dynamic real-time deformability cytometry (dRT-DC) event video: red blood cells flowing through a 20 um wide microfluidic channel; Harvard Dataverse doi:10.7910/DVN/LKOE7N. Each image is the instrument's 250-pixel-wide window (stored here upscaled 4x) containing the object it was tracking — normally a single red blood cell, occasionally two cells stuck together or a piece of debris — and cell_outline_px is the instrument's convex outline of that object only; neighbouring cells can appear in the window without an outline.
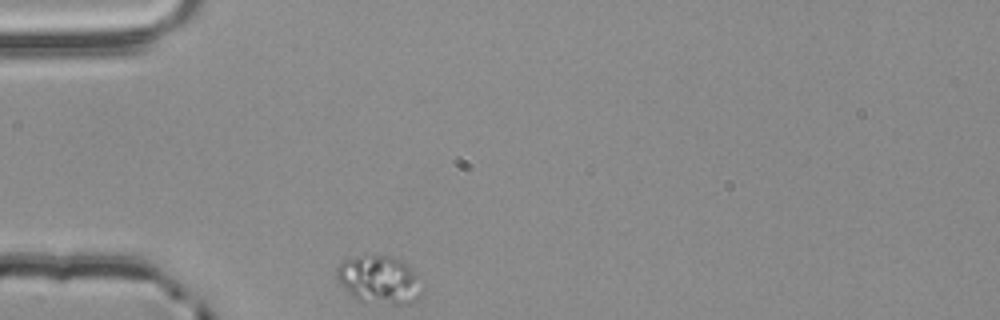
{"species": "common noctule bat (a hibernating species)", "species_latin": "Nyctalus noctula", "temperature_condition": "room temperature", "stored_images_in_passage": 32, "camera_frame_rate_fps": 3000, "um_per_image_px": 0.085, "animal": {"sex": "male", "body_mass_g": 20.4}, "frame": {"image": 1, "passage_image": 1, "time_ms": 0.0, "image_size_px": [1000, 320], "cell_outline_px": [[424, 292], [416, 300], [408, 304], [392, 304], [360, 300], [352, 296], [340, 284], [336, 276], [336, 268], [344, 260], [356, 256], [388, 256], [400, 260], [424, 280]], "centroid_in_image_um": [32.3, 23.79], "position_along_channel_um": 52.7, "area_um2": 23.99}}
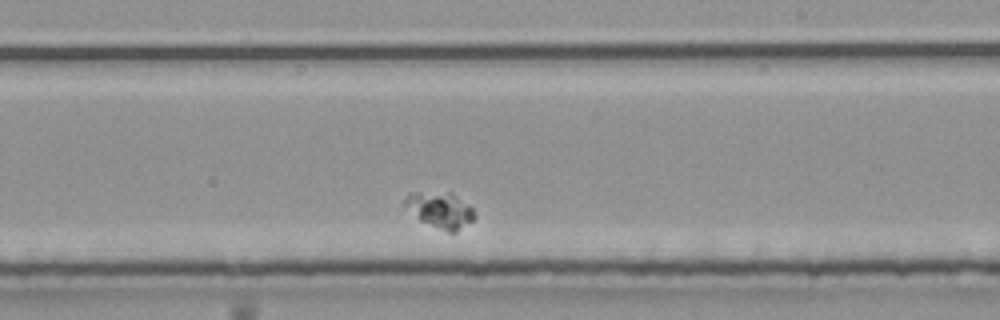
{"frame": {"image": 2, "passage_image": 20, "time_ms": 6.333, "image_size_px": [1000, 320], "cell_outline_px": [[476, 216], [472, 220], [456, 232], [448, 232], [420, 220], [400, 204], [408, 192], [452, 192], [468, 204], [476, 212]], "centroid_in_image_um": [37.37, 17.82], "position_along_channel_um": 251.6, "area_um2": 14.8}}
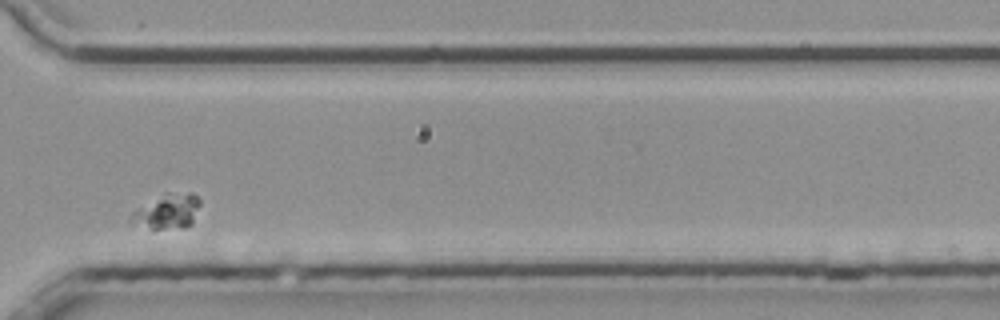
{"frame": {"image": 3, "passage_image": 29, "time_ms": 9.333, "image_size_px": [1000, 320], "cell_outline_px": [[200, 204], [192, 224], [184, 228], [152, 228], [128, 224], [128, 216], [132, 212], [164, 192], [192, 192], [200, 200]], "centroid_in_image_um": [14.2, 17.96], "position_along_channel_um": 356.4, "area_um2": 14.28}}